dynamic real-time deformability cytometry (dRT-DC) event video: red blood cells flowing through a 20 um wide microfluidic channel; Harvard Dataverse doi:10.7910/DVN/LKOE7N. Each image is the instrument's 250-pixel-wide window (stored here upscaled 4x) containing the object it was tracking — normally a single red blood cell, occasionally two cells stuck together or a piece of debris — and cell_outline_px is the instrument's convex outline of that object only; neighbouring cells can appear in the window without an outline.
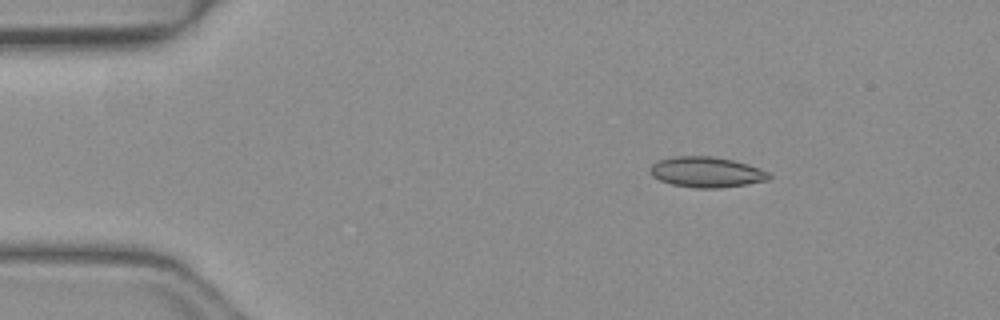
{"species": "common noctule bat (a hibernating species)", "species_latin": "Nyctalus noctula", "temperature_condition": "warm", "stored_images_in_passage": 35, "camera_frame_rate_fps": 3000, "um_per_image_px": 0.085, "animal": {"sex": "female", "body_mass_g": 19.3, "forearm_length_mm": 54.1}, "frame": {"image": 1, "passage_image": 1, "time_ms": 0.0, "image_size_px": [1000, 320], "cell_outline_px": [[772, 176], [768, 180], [720, 188], [696, 188], [672, 184], [660, 180], [652, 176], [648, 172], [648, 168], [656, 160], [676, 156], [712, 156], [732, 160], [748, 164], [768, 172]], "centroid_in_image_um": [60.0, 14.62], "position_along_channel_um": 25.0, "area_um2": 21.15}}
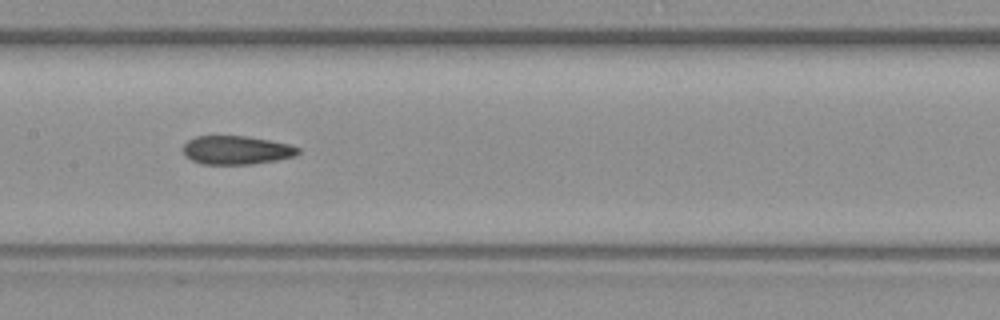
{"frame": {"image": 2, "passage_image": 18, "time_ms": 5.667, "image_size_px": [1000, 320], "cell_outline_px": [[300, 152], [296, 156], [276, 160], [252, 164], [200, 164], [184, 156], [184, 144], [188, 140], [196, 136], [244, 136], [268, 140], [288, 144], [300, 148]], "centroid_in_image_um": [20.09, 12.76], "position_along_channel_um": 187.3, "area_um2": 19.13}}
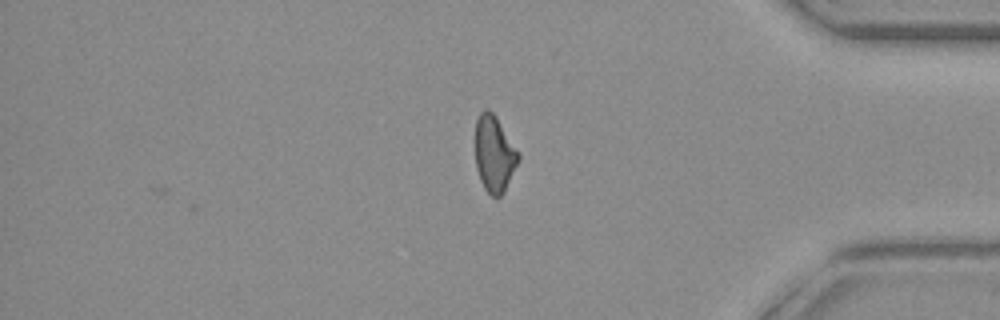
{"frame": {"image": 3, "passage_image": 35, "time_ms": 11.333, "image_size_px": [1000, 320], "cell_outline_px": [[520, 160], [504, 192], [500, 196], [492, 196], [484, 188], [480, 180], [476, 168], [476, 120], [480, 112], [484, 108], [488, 108], [496, 116], [520, 156]], "centroid_in_image_um": [42.01, 13.08], "position_along_channel_um": 393.2, "area_um2": 19.02}, "authors_computed_cell_mechanics": {"area_um2": 20.1144, "velocity_mm_per_s": 4.1236, "shape_relaxation_time_tau1_ms": null, "shape_relaxation_time_tau2_ms": 2.1469, "deformation_change_tau1": null, "deformation_change_tau2": 0.079}}